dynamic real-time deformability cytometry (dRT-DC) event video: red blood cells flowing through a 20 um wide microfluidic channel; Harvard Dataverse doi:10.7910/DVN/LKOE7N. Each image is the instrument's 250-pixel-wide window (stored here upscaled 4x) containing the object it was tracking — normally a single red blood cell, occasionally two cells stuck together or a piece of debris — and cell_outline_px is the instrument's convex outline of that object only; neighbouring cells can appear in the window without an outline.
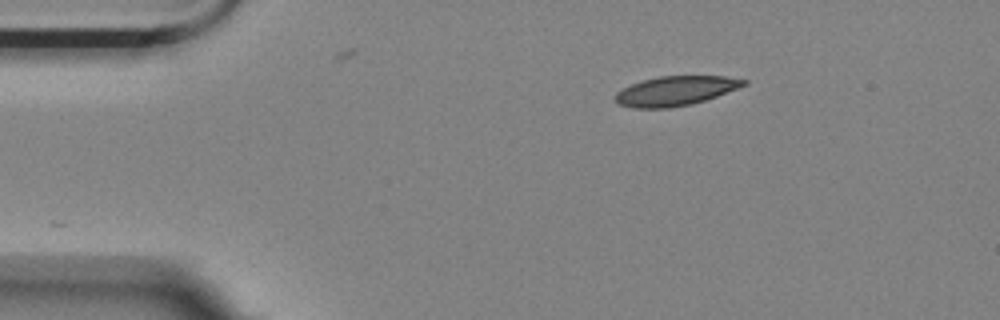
{"species": "Egyptian fruit bat (a non-hibernating species)", "species_latin": "Rousettus aegyptiacus", "temperature_condition": "room temperature", "stored_images_in_passage": 6, "camera_frame_rate_fps": 3000, "um_per_image_px": 0.085, "animal": {"sex": "female"}, "frame": {"image": 1, "passage_image": 1, "time_ms": 0.0, "image_size_px": [1000, 320], "cell_outline_px": [[748, 84], [716, 96], [692, 104], [668, 108], [632, 108], [620, 104], [616, 100], [616, 92], [632, 84], [644, 80], [660, 76], [724, 76], [748, 80]], "centroid_in_image_um": [57.44, 7.72], "position_along_channel_um": 27.6, "area_um2": 21.79}}